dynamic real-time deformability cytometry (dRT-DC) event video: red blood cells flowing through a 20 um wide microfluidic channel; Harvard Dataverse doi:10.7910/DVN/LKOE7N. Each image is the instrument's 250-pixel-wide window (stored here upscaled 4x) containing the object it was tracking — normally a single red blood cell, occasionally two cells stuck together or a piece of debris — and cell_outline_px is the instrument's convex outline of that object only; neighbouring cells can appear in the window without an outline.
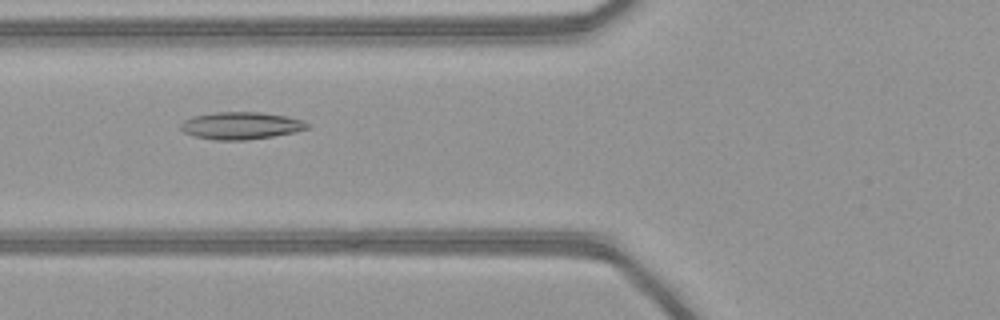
{"species": "common noctule bat (a hibernating species)", "species_latin": "Nyctalus noctula", "temperature_condition": "warm", "stored_images_in_passage": 51, "camera_frame_rate_fps": 3000, "um_per_image_px": 0.085, "animal": {"sex": "female", "body_mass_g": 21.9}, "frame": {"image": 1, "passage_image": 21, "time_ms": 6.667, "image_size_px": [1000, 320], "cell_outline_px": [[308, 128], [292, 132], [272, 136], [248, 140], [216, 140], [192, 136], [184, 132], [180, 128], [180, 124], [184, 120], [192, 116], [216, 112], [260, 112], [288, 116], [300, 120], [308, 124]], "centroid_in_image_um": [20.42, 10.68], "position_along_channel_um": 105.4, "area_um2": 20.06}}
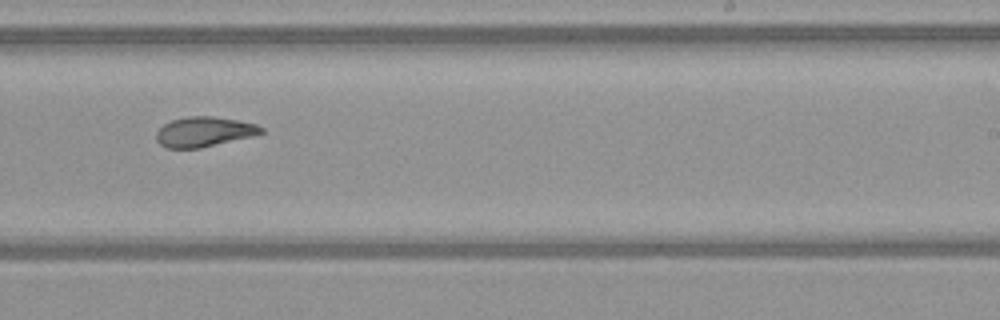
{"frame": {"image": 2, "passage_image": 33, "time_ms": 10.667, "image_size_px": [1000, 320], "cell_outline_px": [[264, 132], [252, 136], [200, 148], [168, 148], [160, 144], [156, 140], [156, 132], [164, 124], [172, 120], [188, 116], [212, 116], [236, 120], [256, 124], [264, 128]], "centroid_in_image_um": [17.34, 11.2], "position_along_channel_um": 271.7, "area_um2": 18.15}}
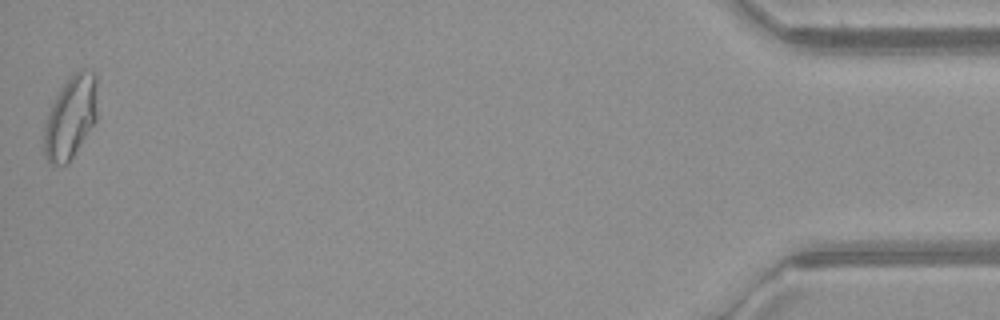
{"frame": {"image": 3, "passage_image": 51, "time_ms": 16.667, "image_size_px": [1000, 320], "cell_outline_px": [[96, 120], [68, 164], [52, 168], [44, 156], [44, 124], [52, 104], [60, 88], [72, 72], [80, 68], [84, 68], [92, 72], [96, 76]], "centroid_in_image_um": [5.97, 9.99], "position_along_channel_um": 429.2, "area_um2": 26.01}, "authors_computed_cell_mechanics": {"area_um2": 21.2704, "velocity_mm_per_s": 4.1456, "shape_relaxation_time_tau1_ms": null, "shape_relaxation_time_tau2_ms": 2.3266, "deformation_change_tau1": null, "deformation_change_tau2": 0.0929}}